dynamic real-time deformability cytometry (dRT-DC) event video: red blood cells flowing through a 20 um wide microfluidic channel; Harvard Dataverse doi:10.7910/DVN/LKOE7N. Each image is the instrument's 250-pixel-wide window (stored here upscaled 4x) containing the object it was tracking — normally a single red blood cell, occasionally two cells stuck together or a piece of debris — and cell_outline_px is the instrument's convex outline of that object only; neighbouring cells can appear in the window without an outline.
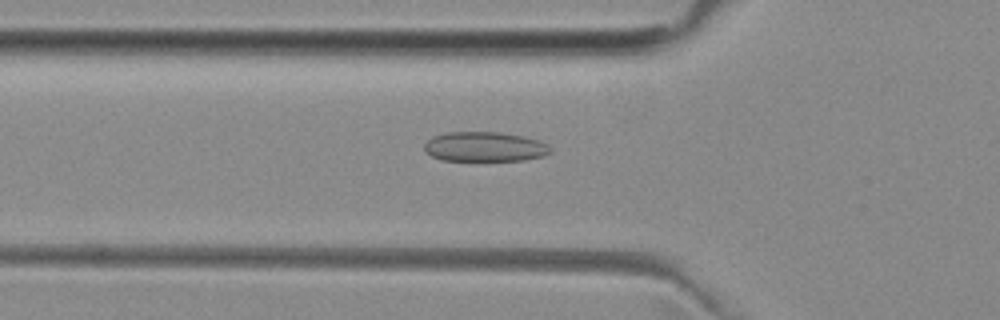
{"species": "common noctule bat (a hibernating species)", "species_latin": "Nyctalus noctula", "temperature_condition": "room temperature", "stored_images_in_passage": 48, "camera_frame_rate_fps": 3000, "um_per_image_px": 0.085, "animal": {"sex": "female", "body_mass_g": 29.2, "forearm_length_mm": 56.3}, "frame": {"image": 1, "passage_image": 17, "time_ms": 5.333, "image_size_px": [1000, 320], "cell_outline_px": [[552, 152], [544, 156], [524, 160], [440, 160], [424, 152], [424, 144], [432, 136], [448, 132], [500, 132], [524, 136], [540, 140], [548, 144], [552, 148]], "centroid_in_image_um": [41.22, 12.47], "position_along_channel_um": 84.6, "area_um2": 22.08}}
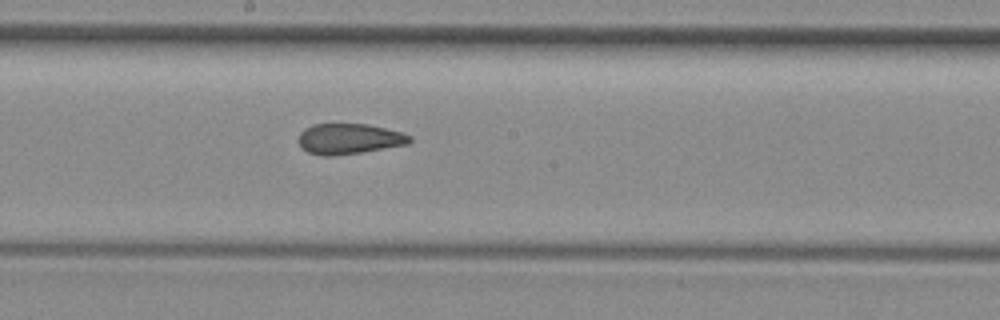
{"frame": {"image": 2, "passage_image": 27, "time_ms": 8.667, "image_size_px": [1000, 320], "cell_outline_px": [[412, 140], [408, 144], [360, 152], [328, 156], [324, 156], [308, 152], [300, 144], [300, 132], [304, 128], [312, 124], [368, 124], [404, 132], [412, 136]], "centroid_in_image_um": [29.72, 11.78], "position_along_channel_um": 218.5, "area_um2": 19.65}}
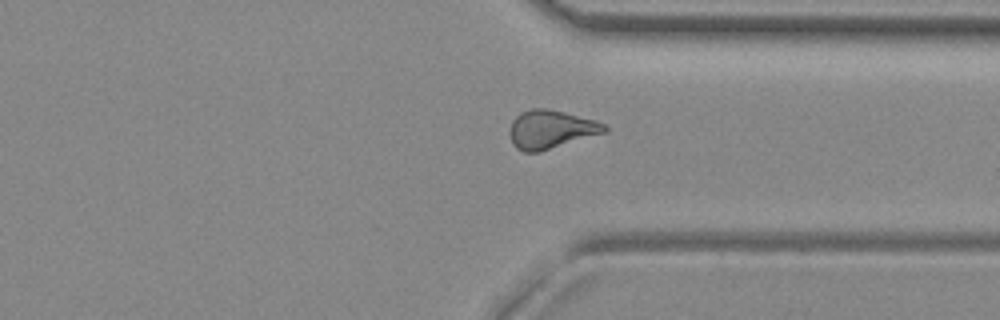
{"frame": {"image": 3, "passage_image": 38, "time_ms": 12.333, "image_size_px": [1000, 320], "cell_outline_px": [[608, 128], [604, 132], [540, 152], [524, 152], [516, 148], [512, 144], [508, 132], [508, 128], [512, 120], [520, 112], [532, 108], [548, 108], [596, 120], [604, 124]], "centroid_in_image_um": [46.75, 10.99], "position_along_channel_um": 364.6, "area_um2": 21.33}, "authors_computed_cell_mechanics": {"area_um2": 20.9525, "velocity_mm_per_s": 4.0004, "shape_relaxation_time_tau1_ms": null, "shape_relaxation_time_tau2_ms": 2.1586, "deformation_change_tau1": null, "deformation_change_tau2": 0.103}}